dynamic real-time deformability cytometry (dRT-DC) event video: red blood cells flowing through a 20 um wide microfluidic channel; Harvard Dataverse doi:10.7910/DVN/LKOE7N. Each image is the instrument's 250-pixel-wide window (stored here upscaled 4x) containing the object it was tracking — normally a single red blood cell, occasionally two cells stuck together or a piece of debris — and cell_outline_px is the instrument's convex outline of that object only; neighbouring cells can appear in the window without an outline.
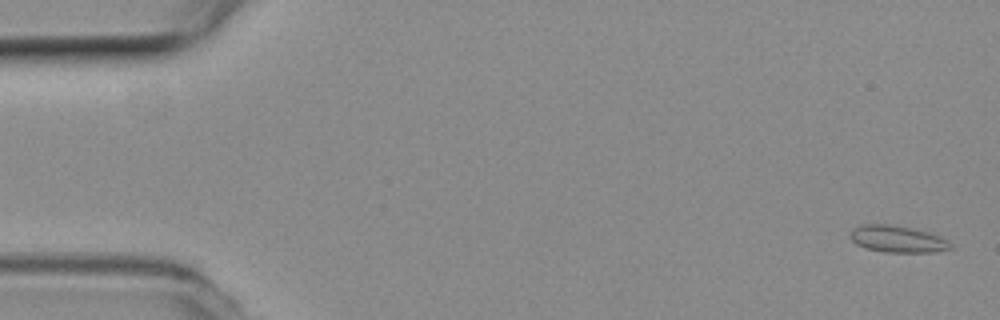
{"species": "common noctule bat (a hibernating species)", "species_latin": "Nyctalus noctula", "temperature_condition": "room temperature", "stored_images_in_passage": 3, "camera_frame_rate_fps": 3000, "um_per_image_px": 0.085, "animal": {"sex": "female", "body_mass_g": 19.3, "forearm_length_mm": 54.1}, "frame": {"image": 1, "passage_image": 1, "time_ms": 0.0, "image_size_px": [1000, 320], "cell_outline_px": [[952, 248], [936, 252], [884, 252], [864, 248], [856, 244], [852, 240], [852, 228], [860, 224], [888, 224], [908, 228], [940, 236], [952, 244]], "centroid_in_image_um": [76.26, 20.33], "position_along_channel_um": 8.7, "area_um2": 15.43}}